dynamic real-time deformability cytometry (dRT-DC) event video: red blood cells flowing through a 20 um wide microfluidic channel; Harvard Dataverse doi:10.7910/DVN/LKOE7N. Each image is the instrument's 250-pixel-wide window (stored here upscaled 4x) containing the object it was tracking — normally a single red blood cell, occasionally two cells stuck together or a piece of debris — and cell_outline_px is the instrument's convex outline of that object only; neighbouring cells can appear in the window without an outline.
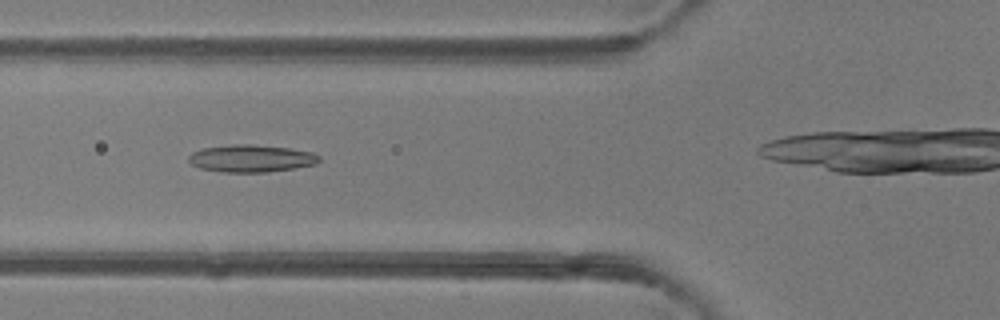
{"species": "common noctule bat (a hibernating species)", "species_latin": "Nyctalus noctula", "temperature_condition": "room temperature", "stored_images_in_passage": 4, "camera_frame_rate_fps": 3000, "um_per_image_px": 0.085, "animal": {"sex": "female"}, "frame": {"image": 1, "passage_image": 4, "time_ms": 3.333, "image_size_px": [1000, 320], "cell_outline_px": [[320, 160], [316, 164], [296, 168], [268, 172], [220, 172], [200, 168], [192, 164], [188, 160], [188, 156], [192, 152], [204, 148], [232, 144], [252, 144], [288, 148], [312, 152], [320, 156]], "centroid_in_image_um": [21.36, 13.47], "position_along_channel_um": 104.4, "area_um2": 20.87}}